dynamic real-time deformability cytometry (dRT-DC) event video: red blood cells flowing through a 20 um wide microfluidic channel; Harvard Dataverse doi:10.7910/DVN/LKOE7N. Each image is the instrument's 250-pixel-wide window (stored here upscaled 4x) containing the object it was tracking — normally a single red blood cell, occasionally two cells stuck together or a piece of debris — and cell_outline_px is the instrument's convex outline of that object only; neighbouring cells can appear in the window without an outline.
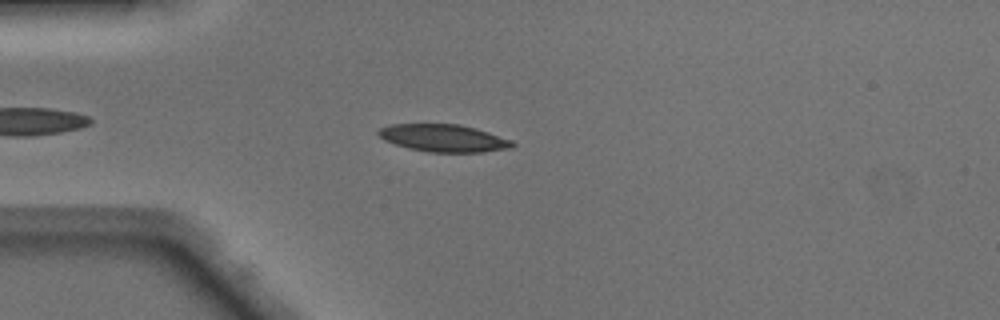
{"species": "Egyptian fruit bat (a non-hibernating species)", "species_latin": "Rousettus aegyptiacus", "temperature_condition": "warm", "stored_images_in_passage": 39, "camera_frame_rate_fps": 3000, "um_per_image_px": 0.085, "animal": {"sex": "male"}, "frame": {"image": 1, "passage_image": 6, "time_ms": 1.667, "image_size_px": [1000, 320], "cell_outline_px": [[516, 144], [512, 148], [484, 152], [428, 152], [408, 148], [384, 140], [376, 132], [380, 128], [388, 124], [460, 124], [476, 128], [512, 140]], "centroid_in_image_um": [37.72, 11.73], "position_along_channel_um": 47.3, "area_um2": 21.5}}
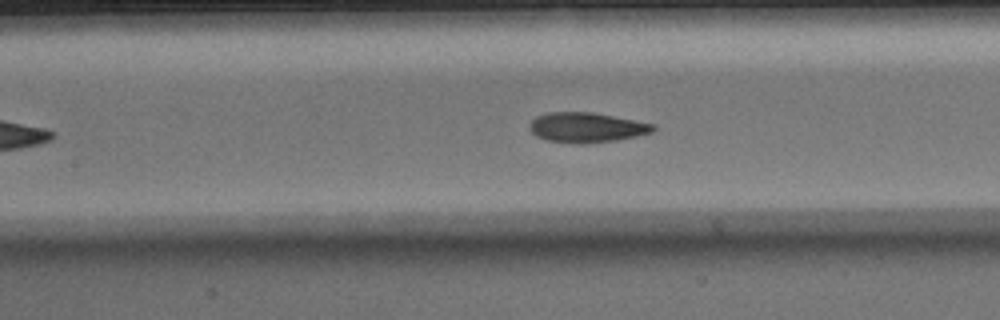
{"frame": {"image": 2, "passage_image": 15, "time_ms": 4.667, "image_size_px": [1000, 320], "cell_outline_px": [[656, 128], [652, 132], [636, 136], [616, 140], [584, 144], [580, 144], [548, 140], [536, 136], [528, 128], [528, 124], [536, 116], [548, 112], [592, 112], [656, 124]], "centroid_in_image_um": [49.85, 10.83], "position_along_channel_um": 157.6, "area_um2": 21.62}}
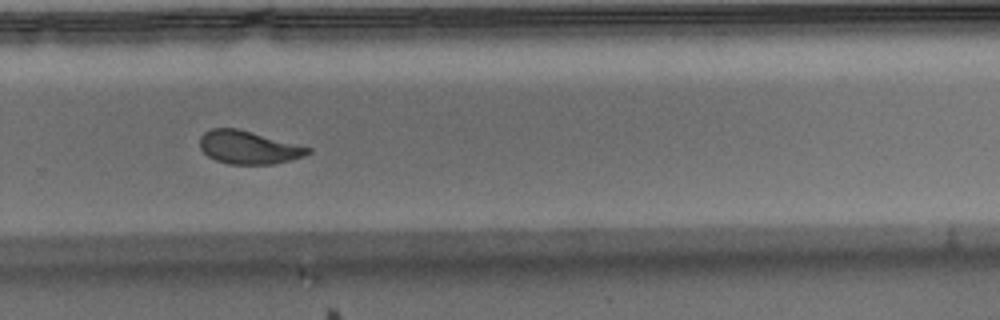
{"frame": {"image": 3, "passage_image": 26, "time_ms": 8.333, "image_size_px": [1000, 320], "cell_outline_px": [[312, 152], [304, 156], [272, 164], [228, 164], [216, 160], [208, 156], [200, 148], [200, 136], [204, 132], [212, 128], [236, 128], [252, 132], [312, 148]], "centroid_in_image_um": [21.11, 12.53], "position_along_channel_um": 308.7, "area_um2": 20.69}, "authors_computed_cell_mechanics": {"area_um2": 21.675, "velocity_mm_per_s": 4.1361, "shape_relaxation_time_tau1_ms": 4.0551, "shape_relaxation_time_tau2_ms": 1.3894, "deformation_change_tau1": 0.1759, "deformation_change_tau2": 0.0822}}